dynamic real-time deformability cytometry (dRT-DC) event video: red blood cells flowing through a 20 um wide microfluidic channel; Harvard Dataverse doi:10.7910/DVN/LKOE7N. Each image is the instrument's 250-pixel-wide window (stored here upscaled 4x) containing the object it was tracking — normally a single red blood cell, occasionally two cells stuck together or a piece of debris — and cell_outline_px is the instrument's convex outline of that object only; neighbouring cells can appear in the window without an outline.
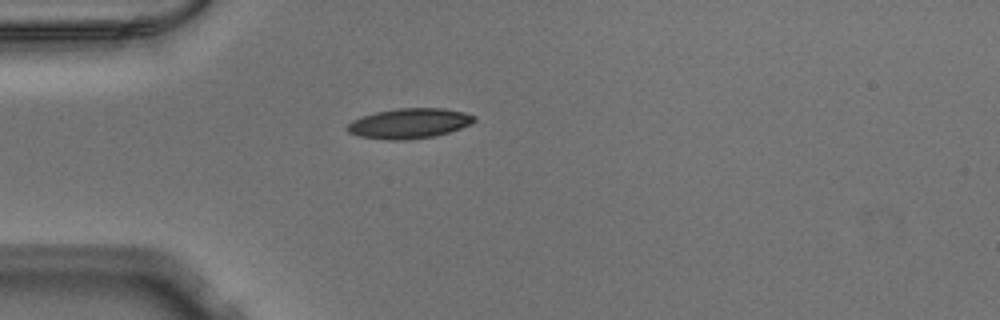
{"species": "Egyptian fruit bat (a non-hibernating species)", "species_latin": "Rousettus aegyptiacus", "temperature_condition": "warm", "stored_images_in_passage": 38, "camera_frame_rate_fps": 3000, "um_per_image_px": 0.085, "animal": {"sex": "male"}, "frame": {"image": 1, "passage_image": 1, "time_ms": 0.0, "image_size_px": [1000, 320], "cell_outline_px": [[476, 120], [472, 124], [436, 136], [408, 140], [388, 140], [360, 136], [348, 132], [344, 128], [352, 120], [360, 116], [376, 112], [396, 108], [444, 108], [464, 112], [476, 116]], "centroid_in_image_um": [34.78, 10.48], "position_along_channel_um": 50.2, "area_um2": 22.48}}
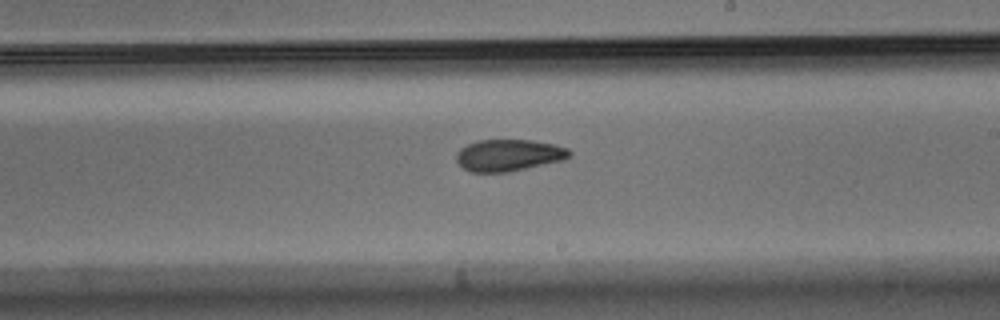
{"frame": {"image": 2, "passage_image": 17, "time_ms": 5.333, "image_size_px": [1000, 320], "cell_outline_px": [[572, 156], [564, 160], [508, 172], [468, 172], [456, 160], [456, 152], [460, 148], [476, 140], [532, 140], [556, 144], [568, 148], [572, 152]], "centroid_in_image_um": [43.26, 13.19], "position_along_channel_um": 245.7, "area_um2": 21.15}}
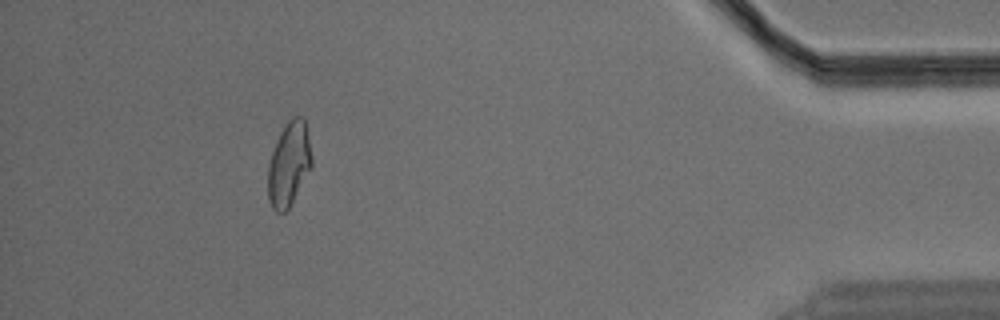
{"frame": {"image": 3, "passage_image": 34, "time_ms": 11.0, "image_size_px": [1000, 320], "cell_outline_px": [[312, 168], [288, 208], [284, 212], [276, 212], [272, 208], [268, 200], [268, 164], [276, 140], [280, 132], [288, 120], [292, 116], [304, 116], [312, 156]], "centroid_in_image_um": [24.56, 13.93], "position_along_channel_um": 410.6, "area_um2": 21.56}}